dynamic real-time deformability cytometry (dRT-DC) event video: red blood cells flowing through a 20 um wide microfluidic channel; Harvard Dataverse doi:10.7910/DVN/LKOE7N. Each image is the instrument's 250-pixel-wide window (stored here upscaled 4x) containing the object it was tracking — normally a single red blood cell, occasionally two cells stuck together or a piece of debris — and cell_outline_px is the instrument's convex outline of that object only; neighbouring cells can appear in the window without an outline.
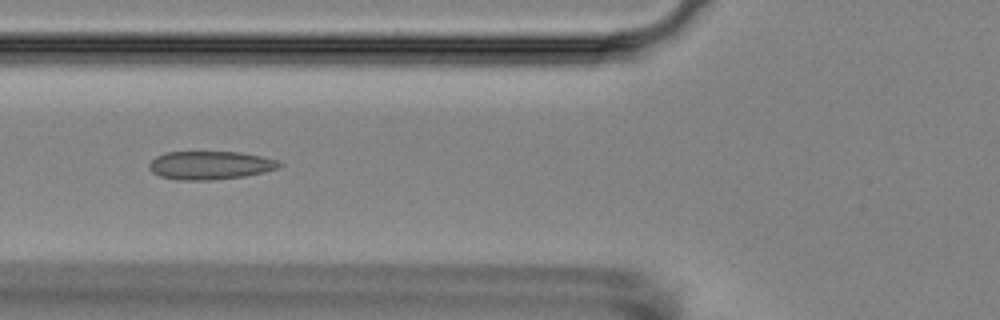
{"species": "Egyptian fruit bat (a non-hibernating species)", "species_latin": "Rousettus aegyptiacus", "temperature_condition": "room temperature", "stored_images_in_passage": 8, "camera_frame_rate_fps": 3000, "um_per_image_px": 0.085, "animal": {"sex": "female"}, "frame": {"image": 1, "passage_image": 5, "time_ms": 4.333, "image_size_px": [1000, 320], "cell_outline_px": [[284, 164], [276, 168], [264, 172], [244, 176], [212, 180], [176, 180], [160, 176], [152, 172], [148, 168], [148, 164], [156, 156], [164, 152], [240, 152], [260, 156], [276, 160]], "centroid_in_image_um": [17.82, 14.05], "position_along_channel_um": 108.0, "area_um2": 21.5}}
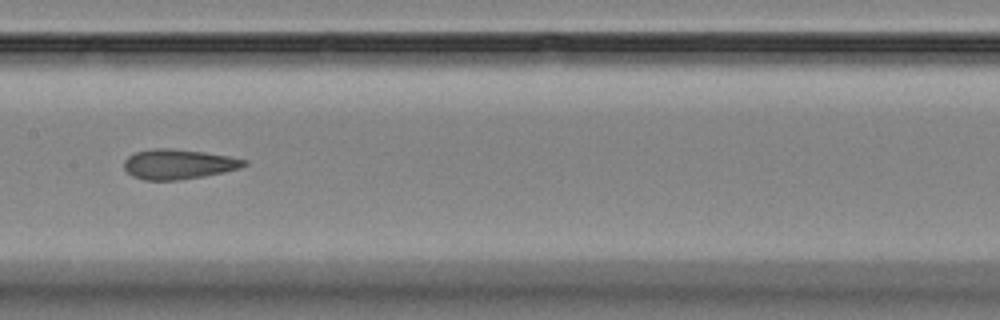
{"frame": {"image": 2, "passage_image": 7, "time_ms": 6.667, "image_size_px": [1000, 320], "cell_outline_px": [[248, 164], [240, 168], [224, 172], [204, 176], [180, 180], [144, 180], [132, 176], [124, 168], [124, 160], [128, 156], [136, 152], [156, 148], [168, 148], [204, 152], [228, 156], [248, 160]], "centroid_in_image_um": [15.17, 13.96], "position_along_channel_um": 192.2, "area_um2": 20.92}}
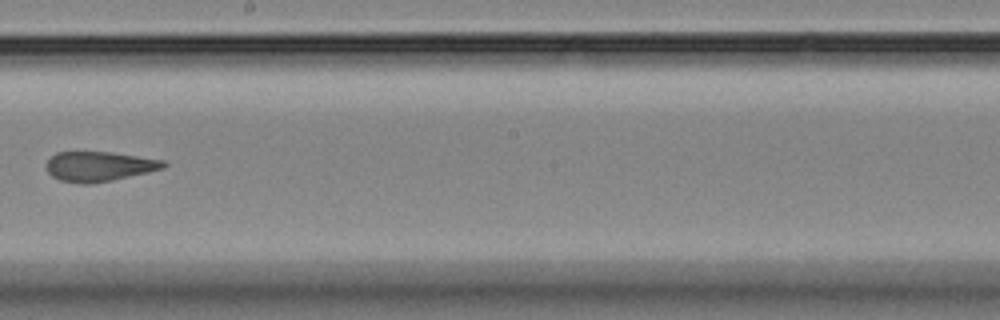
{"frame": {"image": 3, "passage_image": 8, "time_ms": 8.0, "image_size_px": [1000, 320], "cell_outline_px": [[168, 164], [164, 168], [148, 172], [112, 180], [92, 184], [80, 184], [60, 180], [52, 176], [48, 172], [48, 160], [56, 152], [108, 152], [164, 160]], "centroid_in_image_um": [8.44, 14.15], "position_along_channel_um": 239.8, "area_um2": 20.17}}